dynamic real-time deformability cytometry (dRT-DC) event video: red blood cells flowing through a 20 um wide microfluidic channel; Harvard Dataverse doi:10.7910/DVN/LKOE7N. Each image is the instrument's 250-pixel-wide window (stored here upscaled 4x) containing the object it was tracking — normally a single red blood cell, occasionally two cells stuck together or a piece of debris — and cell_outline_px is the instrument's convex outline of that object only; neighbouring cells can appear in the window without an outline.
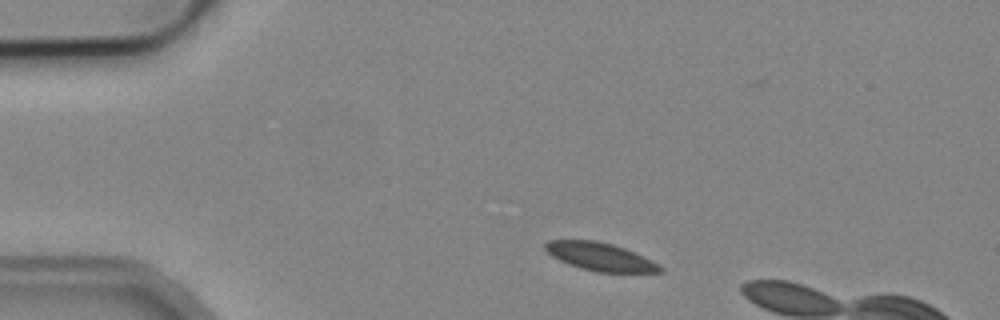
{"species": "common noctule bat (a hibernating species)", "species_latin": "Nyctalus noctula", "temperature_condition": "cold", "stored_images_in_passage": 2, "camera_frame_rate_fps": 3000, "um_per_image_px": 0.085, "animal": {"sex": "male", "body_mass_g": 19.2, "forearm_length_mm": 51.8}, "frame": {"image": 1, "passage_image": 1, "time_ms": 0.0, "image_size_px": [1000, 320], "cell_outline_px": [[664, 272], [596, 272], [580, 268], [568, 264], [552, 256], [544, 248], [544, 244], [548, 240], [596, 240], [612, 244], [624, 248], [652, 260], [664, 268]], "centroid_in_image_um": [51.01, 21.82], "position_along_channel_um": 34.0, "area_um2": 18.73}}